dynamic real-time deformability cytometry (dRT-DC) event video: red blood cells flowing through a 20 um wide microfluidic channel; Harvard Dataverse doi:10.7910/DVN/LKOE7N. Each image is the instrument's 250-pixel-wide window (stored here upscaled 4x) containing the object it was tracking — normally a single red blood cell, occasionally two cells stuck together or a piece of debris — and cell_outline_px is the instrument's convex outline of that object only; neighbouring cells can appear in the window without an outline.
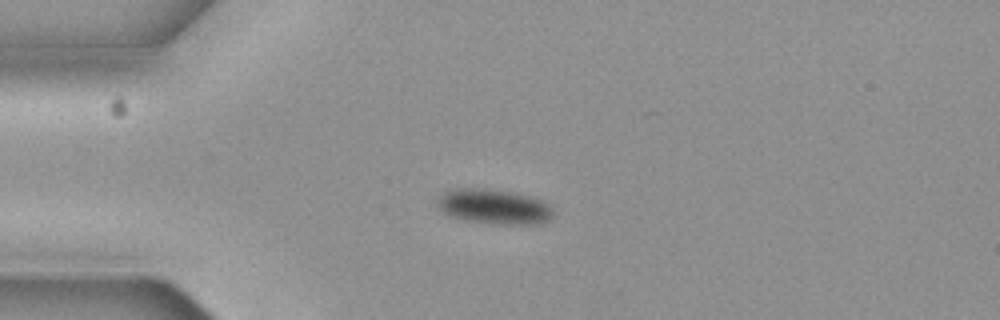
{"species": "common noctule bat (a hibernating species)", "species_latin": "Nyctalus noctula", "temperature_condition": "cold", "stored_images_in_passage": 2, "camera_frame_rate_fps": 3000, "um_per_image_px": 0.085, "animal": {"sex": "female", "body_mass_g": 19.3, "forearm_length_mm": 54.1}, "frame": {"image": 1, "passage_image": 1, "time_ms": 0.0, "image_size_px": [1000, 320], "cell_outline_px": [[552, 216], [548, 220], [540, 224], [488, 224], [464, 220], [448, 216], [440, 212], [436, 204], [436, 200], [444, 192], [456, 188], [480, 188], [512, 192], [532, 196], [544, 200], [552, 208]], "centroid_in_image_um": [41.95, 17.57], "position_along_channel_um": 43.0, "area_um2": 24.04}}